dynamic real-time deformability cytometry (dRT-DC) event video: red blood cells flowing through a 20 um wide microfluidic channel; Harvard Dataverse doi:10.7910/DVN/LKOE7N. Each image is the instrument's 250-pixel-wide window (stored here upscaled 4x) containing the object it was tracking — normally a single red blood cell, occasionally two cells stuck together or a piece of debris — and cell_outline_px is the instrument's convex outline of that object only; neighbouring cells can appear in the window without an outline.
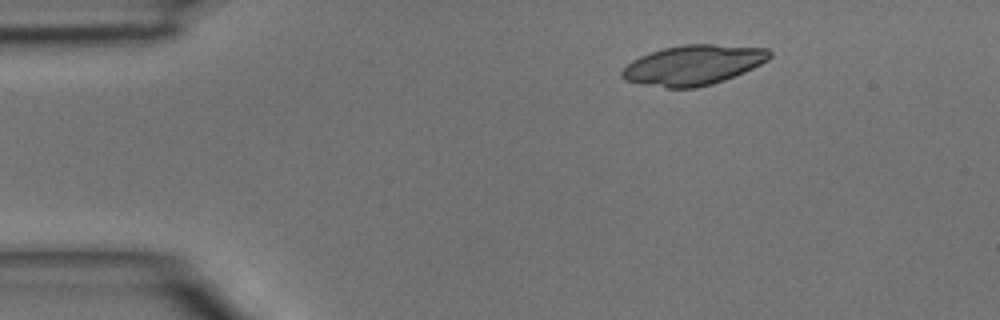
{"species": "common noctule bat (a hibernating species)", "species_latin": "Nyctalus noctula", "temperature_condition": "room temperature", "stored_images_in_passage": 4, "camera_frame_rate_fps": 3000, "um_per_image_px": 0.085, "animal": {"sex": "male", "body_mass_g": 15.6}, "frame": {"image": 1, "passage_image": 2, "time_ms": 0.333, "image_size_px": [1000, 320], "cell_outline_px": [[772, 56], [768, 60], [744, 72], [724, 80], [712, 84], [696, 88], [668, 88], [640, 84], [624, 80], [620, 76], [620, 72], [632, 60], [640, 56], [664, 48], [684, 44], [712, 44], [768, 48], [772, 52]], "centroid_in_image_um": [58.92, 5.53], "position_along_channel_um": 26.1, "area_um2": 34.39}}